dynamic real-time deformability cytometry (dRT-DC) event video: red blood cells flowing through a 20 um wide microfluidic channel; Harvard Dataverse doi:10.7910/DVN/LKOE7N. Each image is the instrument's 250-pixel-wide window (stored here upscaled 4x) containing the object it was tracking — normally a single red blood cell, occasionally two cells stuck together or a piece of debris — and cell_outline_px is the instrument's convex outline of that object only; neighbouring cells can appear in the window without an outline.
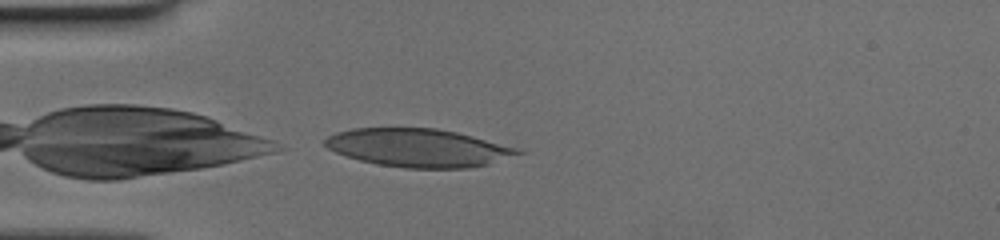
{"species": "human", "species_latin": "Homo sapiens", "temperature_condition": "cold", "stored_images_in_passage": 29, "camera_frame_rate_fps": 3000, "um_per_image_px": 0.085, "donor": {"sex": "female"}, "frame": {"image": 1, "passage_image": 1, "time_ms": 0.0, "image_size_px": [1000, 240], "cell_outline_px": [[528, 152], [488, 164], [468, 168], [404, 168], [376, 164], [360, 160], [336, 152], [328, 148], [324, 144], [324, 140], [328, 136], [336, 132], [352, 128], [436, 128], [456, 132], [520, 148]], "centroid_in_image_um": [35.59, 12.56], "position_along_channel_um": 49.4, "area_um2": 42.95}}
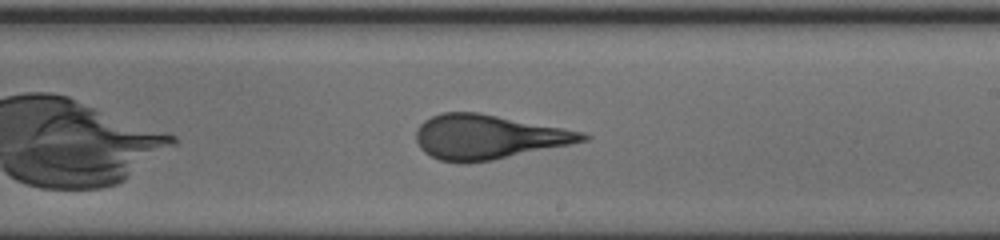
{"frame": {"image": 2, "passage_image": 17, "time_ms": 5.333, "image_size_px": [1000, 240], "cell_outline_px": [[592, 136], [588, 140], [492, 160], [460, 164], [440, 160], [424, 152], [420, 148], [416, 140], [416, 132], [420, 124], [424, 120], [432, 116], [444, 112], [476, 112], [584, 132]], "centroid_in_image_um": [41.45, 11.65], "position_along_channel_um": 247.5, "area_um2": 42.66}}
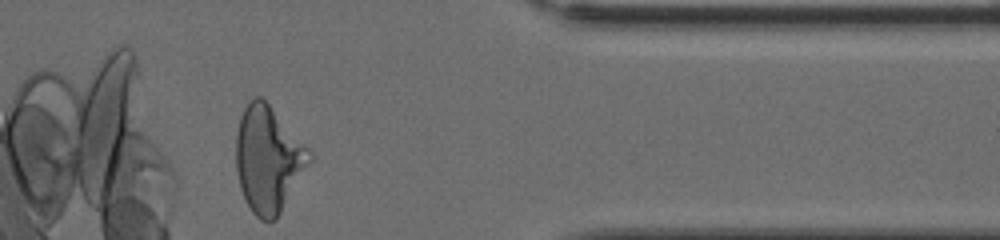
{"frame": {"image": 3, "passage_image": 29, "time_ms": 9.333, "image_size_px": [1000, 240], "cell_outline_px": [[312, 160], [276, 220], [260, 220], [252, 212], [240, 188], [236, 168], [236, 132], [240, 116], [248, 100], [256, 96], [260, 96], [268, 104], [312, 152]], "centroid_in_image_um": [22.79, 13.54], "position_along_channel_um": 388.6, "area_um2": 45.08}}